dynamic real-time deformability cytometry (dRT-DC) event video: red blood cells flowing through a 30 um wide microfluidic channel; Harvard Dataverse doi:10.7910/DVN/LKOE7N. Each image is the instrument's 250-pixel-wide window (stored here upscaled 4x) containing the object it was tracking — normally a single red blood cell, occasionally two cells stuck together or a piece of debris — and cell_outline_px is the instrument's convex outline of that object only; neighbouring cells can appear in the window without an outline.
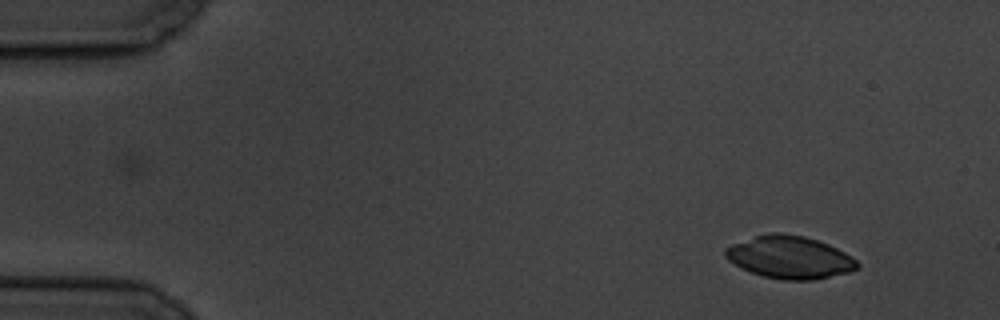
{"species": "common noctule bat (a hibernating species)", "species_latin": "Nyctalus noctula", "temperature_condition": "cold", "stored_images_in_passage": 7, "camera_frame_rate_fps": 3000, "um_per_image_px": 0.085, "animal": {"sex": "male", "body_mass_g": 19.5, "forearm_length_mm": 54.6}, "frame": {"image": 1, "passage_image": 1, "time_ms": 0.0, "image_size_px": [1000, 320], "cell_outline_px": [[860, 268], [848, 272], [812, 280], [784, 280], [764, 276], [752, 272], [728, 260], [724, 256], [724, 248], [732, 244], [768, 232], [780, 232], [804, 236], [828, 244], [852, 256], [860, 264]], "centroid_in_image_um": [67.13, 21.86], "position_along_channel_um": 17.9, "area_um2": 32.54}}